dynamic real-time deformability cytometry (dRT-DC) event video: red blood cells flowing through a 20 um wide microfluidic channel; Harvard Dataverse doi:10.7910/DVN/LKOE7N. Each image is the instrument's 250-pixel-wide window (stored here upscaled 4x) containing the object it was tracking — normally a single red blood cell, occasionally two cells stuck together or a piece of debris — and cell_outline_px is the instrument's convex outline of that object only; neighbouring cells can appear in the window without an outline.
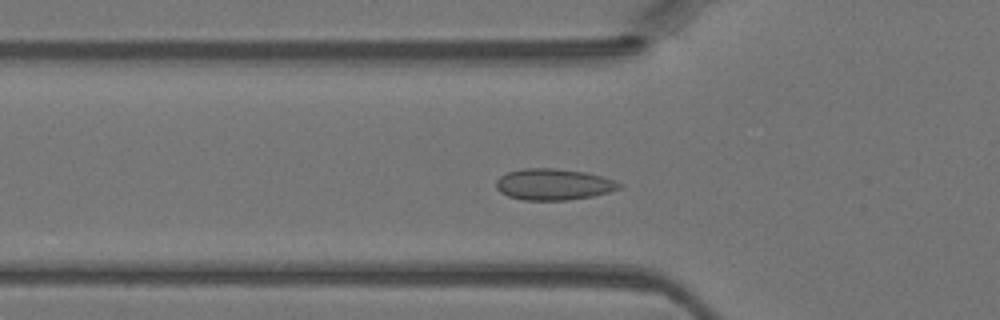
{"species": "Egyptian fruit bat (a non-hibernating species)", "species_latin": "Rousettus aegyptiacus", "temperature_condition": "warm", "stored_images_in_passage": 44, "camera_frame_rate_fps": 3000, "um_per_image_px": 0.085, "animal": {"sex": "female"}, "frame": {"image": 1, "passage_image": 14, "time_ms": 4.333, "image_size_px": [1000, 320], "cell_outline_px": [[624, 184], [620, 188], [608, 192], [592, 196], [568, 200], [524, 200], [508, 196], [500, 192], [496, 188], [496, 180], [500, 176], [508, 172], [520, 168], [556, 168], [584, 172], [600, 176]], "centroid_in_image_um": [47.01, 15.67], "position_along_channel_um": 78.8, "area_um2": 22.43}}
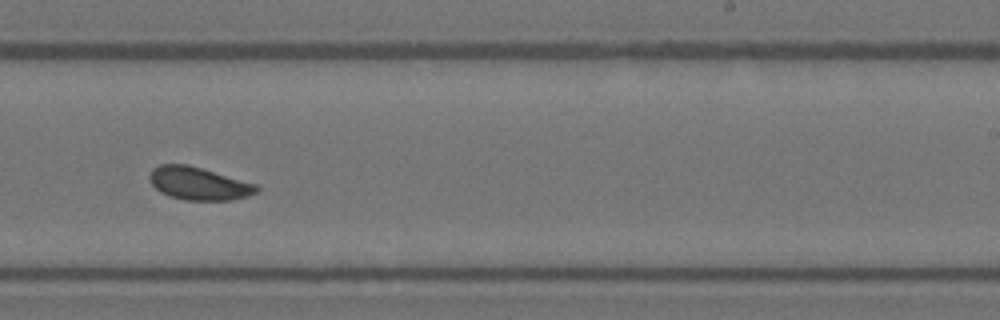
{"frame": {"image": 2, "passage_image": 27, "time_ms": 8.667, "image_size_px": [1000, 320], "cell_outline_px": [[260, 188], [256, 192], [248, 196], [232, 200], [184, 200], [168, 196], [160, 192], [148, 180], [148, 176], [152, 168], [160, 164], [188, 164], [256, 184]], "centroid_in_image_um": [16.85, 15.6], "position_along_channel_um": 272.2, "area_um2": 20.58}}
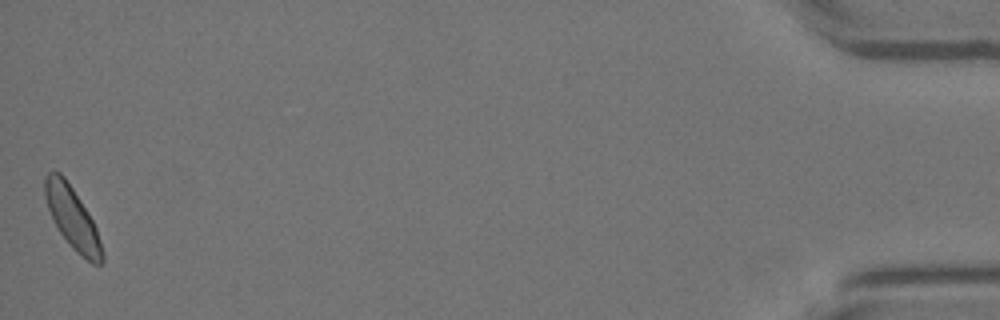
{"frame": {"image": 3, "passage_image": 44, "time_ms": 14.333, "image_size_px": [1000, 320], "cell_outline_px": [[104, 260], [100, 264], [92, 264], [76, 252], [72, 248], [60, 232], [48, 208], [44, 196], [44, 176], [48, 172], [60, 172], [64, 176], [88, 212], [96, 228], [104, 252]], "centroid_in_image_um": [6.16, 18.54], "position_along_channel_um": 429.0, "area_um2": 20.4}}